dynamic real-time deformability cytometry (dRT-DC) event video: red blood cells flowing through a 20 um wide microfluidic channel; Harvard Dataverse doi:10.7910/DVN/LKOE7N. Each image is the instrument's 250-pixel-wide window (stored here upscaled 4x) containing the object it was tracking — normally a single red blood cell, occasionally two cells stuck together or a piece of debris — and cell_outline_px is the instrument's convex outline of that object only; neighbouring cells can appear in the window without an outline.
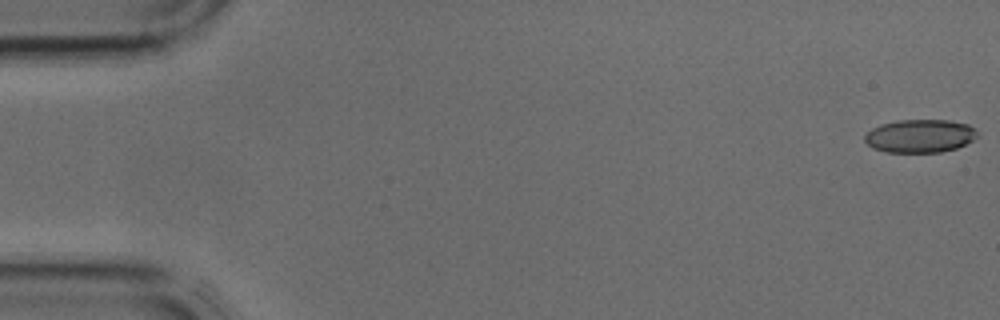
{"species": "common noctule bat (a hibernating species)", "species_latin": "Nyctalus noctula", "temperature_condition": "cold", "stored_images_in_passage": 42, "camera_frame_rate_fps": 3000, "um_per_image_px": 0.085, "animal": {"sex": "male", "body_mass_g": 17.9, "forearm_length_mm": 54.2}, "frame": {"image": 1, "passage_image": 1, "time_ms": 0.0, "image_size_px": [1000, 320], "cell_outline_px": [[980, 136], [956, 148], [940, 152], [884, 152], [872, 148], [864, 140], [864, 136], [872, 128], [880, 124], [896, 120], [948, 120], [968, 124]], "centroid_in_image_um": [78.17, 11.55], "position_along_channel_um": 6.8, "area_um2": 21.79}}
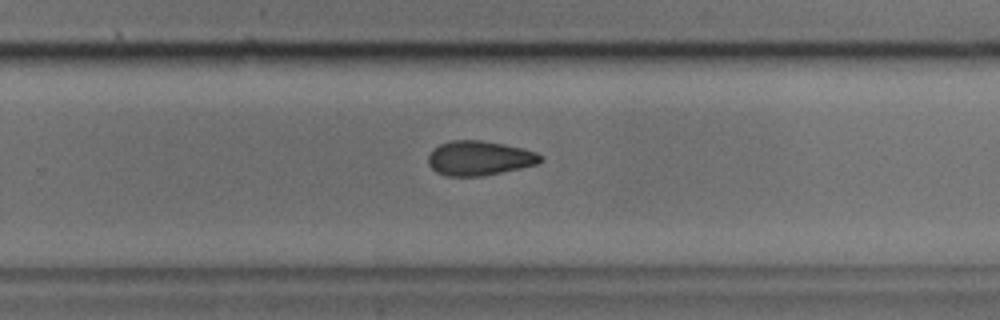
{"frame": {"image": 2, "passage_image": 27, "time_ms": 8.667, "image_size_px": [1000, 320], "cell_outline_px": [[544, 160], [536, 164], [520, 168], [484, 176], [448, 176], [436, 172], [428, 164], [428, 156], [432, 148], [440, 144], [452, 140], [480, 140], [504, 144], [524, 148], [536, 152], [544, 156]], "centroid_in_image_um": [40.75, 13.44], "position_along_channel_um": 289.0, "area_um2": 22.77}}
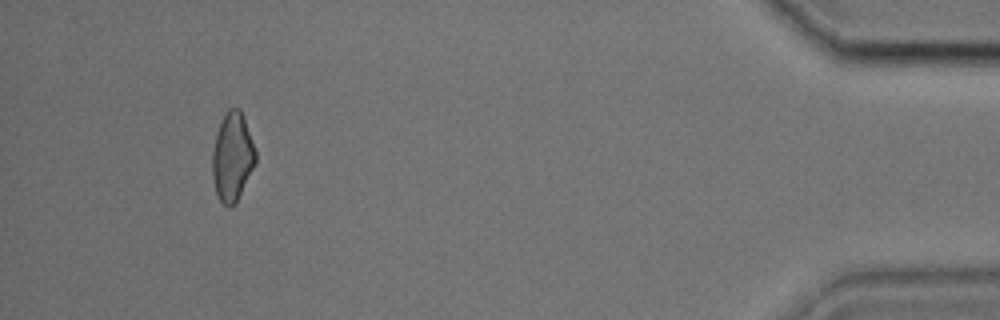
{"frame": {"image": 3, "passage_image": 39, "time_ms": 12.667, "image_size_px": [1000, 320], "cell_outline_px": [[256, 160], [236, 200], [228, 208], [220, 200], [216, 192], [212, 176], [212, 152], [216, 132], [224, 112], [228, 108], [240, 108], [244, 116], [256, 152]], "centroid_in_image_um": [19.72, 13.25], "position_along_channel_um": 415.5, "area_um2": 22.02}}